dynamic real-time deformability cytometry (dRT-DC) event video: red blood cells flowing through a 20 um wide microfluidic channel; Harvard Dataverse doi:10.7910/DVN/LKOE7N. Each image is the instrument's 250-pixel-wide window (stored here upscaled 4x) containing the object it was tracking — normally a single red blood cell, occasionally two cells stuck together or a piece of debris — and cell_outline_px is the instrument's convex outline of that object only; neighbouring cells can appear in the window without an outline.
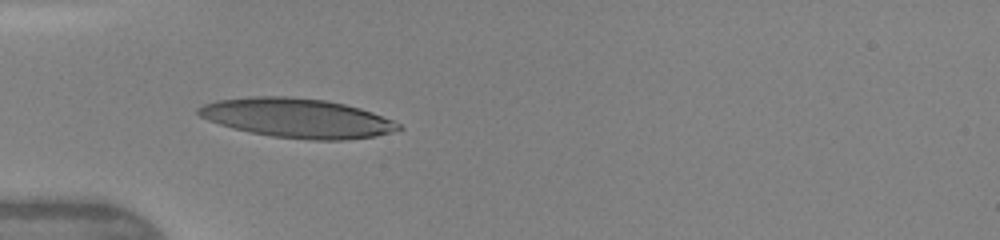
{"species": "human", "species_latin": "Homo sapiens", "temperature_condition": "warm", "stored_images_in_passage": 10, "camera_frame_rate_fps": 3000, "um_per_image_px": 0.085, "donor": {"sex": "female"}, "frame": {"image": 1, "passage_image": 4, "time_ms": 2.333, "image_size_px": [1000, 240], "cell_outline_px": [[404, 128], [376, 136], [344, 140], [312, 140], [272, 136], [232, 128], [208, 120], [200, 116], [196, 112], [196, 108], [204, 104], [216, 100], [248, 96], [288, 96], [324, 100], [344, 104], [360, 108], [372, 112], [392, 120], [400, 124]], "centroid_in_image_um": [25.24, 10.03], "position_along_channel_um": 59.8, "area_um2": 45.78}}